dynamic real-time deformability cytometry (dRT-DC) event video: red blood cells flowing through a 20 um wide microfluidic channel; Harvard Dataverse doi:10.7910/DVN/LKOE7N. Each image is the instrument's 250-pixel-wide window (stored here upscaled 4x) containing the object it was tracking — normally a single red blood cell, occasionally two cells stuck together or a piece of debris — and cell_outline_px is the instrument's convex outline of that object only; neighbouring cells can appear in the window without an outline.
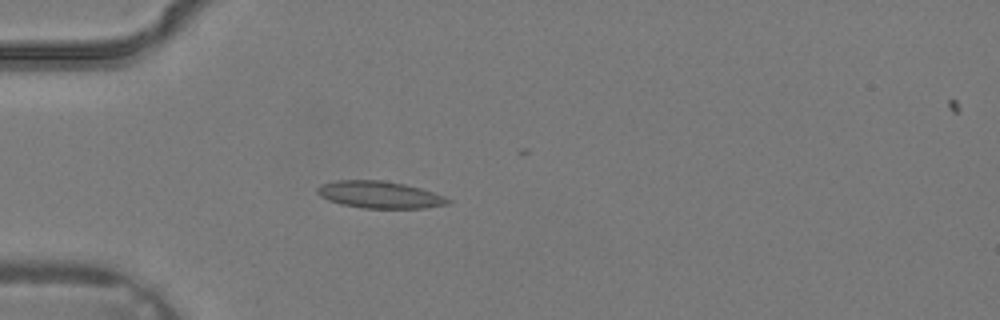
{"species": "common noctule bat (a hibernating species)", "species_latin": "Nyctalus noctula", "temperature_condition": "warm", "stored_images_in_passage": 2, "camera_frame_rate_fps": 3000, "um_per_image_px": 0.085, "animal": {"sex": "male", "body_mass_g": 19.2, "forearm_length_mm": 51.8}, "frame": {"image": 1, "passage_image": 2, "time_ms": 0.333, "image_size_px": [1000, 320], "cell_outline_px": [[452, 200], [448, 204], [424, 208], [364, 208], [340, 204], [328, 200], [320, 196], [316, 192], [316, 188], [320, 184], [336, 180], [380, 180], [404, 184], [420, 188], [444, 196]], "centroid_in_image_um": [32.23, 16.55], "position_along_channel_um": 52.8, "area_um2": 20.58}}